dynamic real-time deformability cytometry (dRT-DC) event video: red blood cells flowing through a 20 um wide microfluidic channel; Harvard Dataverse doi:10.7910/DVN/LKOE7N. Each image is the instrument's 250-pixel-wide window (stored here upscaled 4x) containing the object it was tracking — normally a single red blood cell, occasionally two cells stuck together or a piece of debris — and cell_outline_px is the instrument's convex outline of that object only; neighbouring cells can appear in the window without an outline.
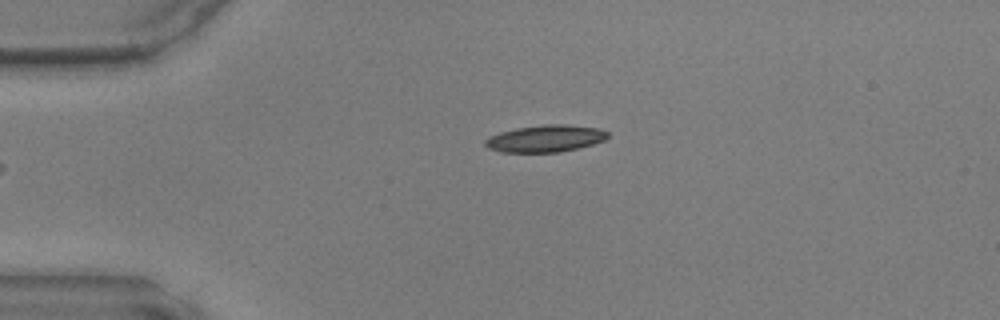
{"species": "common noctule bat (a hibernating species)", "species_latin": "Nyctalus noctula", "temperature_condition": "warm", "stored_images_in_passage": 37, "camera_frame_rate_fps": 3000, "um_per_image_px": 0.085, "animal": {"sex": "male", "body_mass_g": 17.9, "forearm_length_mm": 54.2}, "frame": {"image": 1, "passage_image": 1, "time_ms": 0.0, "image_size_px": [1000, 320], "cell_outline_px": [[608, 136], [604, 140], [592, 144], [560, 152], [500, 152], [488, 148], [484, 144], [484, 140], [488, 136], [500, 132], [516, 128], [544, 124], [564, 124], [600, 128], [608, 132]], "centroid_in_image_um": [46.32, 11.77], "position_along_channel_um": 38.7, "area_um2": 19.31}}
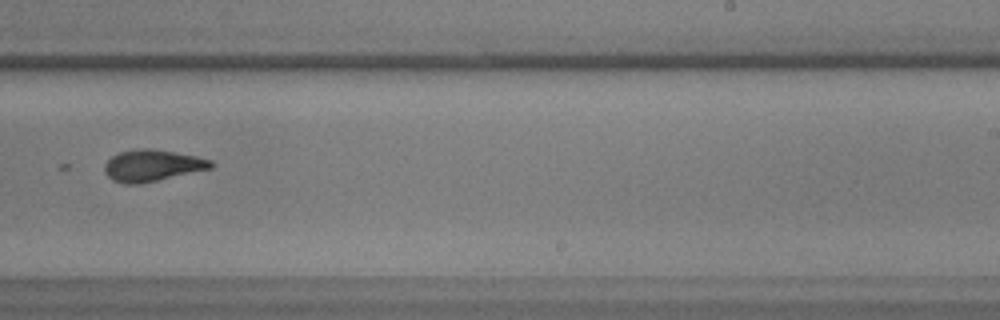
{"frame": {"image": 2, "passage_image": 20, "time_ms": 6.333, "image_size_px": [1000, 320], "cell_outline_px": [[216, 164], [212, 168], [156, 180], [136, 184], [124, 184], [112, 180], [104, 172], [104, 164], [112, 156], [120, 152], [144, 148], [152, 148], [196, 156], [212, 160]], "centroid_in_image_um": [12.94, 14.06], "position_along_channel_um": 276.1, "area_um2": 19.42}}
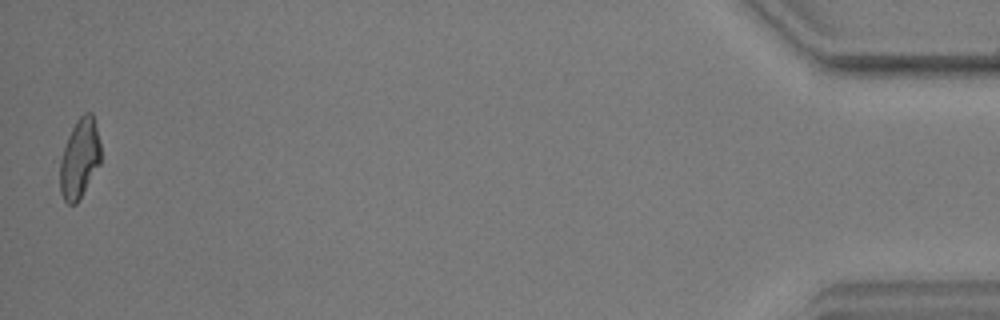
{"frame": {"image": 3, "passage_image": 37, "time_ms": 12.0, "image_size_px": [1000, 320], "cell_outline_px": [[100, 164], [76, 204], [68, 204], [64, 200], [60, 192], [60, 160], [68, 136], [76, 120], [84, 112], [92, 112], [100, 144]], "centroid_in_image_um": [6.75, 13.47], "position_along_channel_um": 428.4, "area_um2": 18.67}}